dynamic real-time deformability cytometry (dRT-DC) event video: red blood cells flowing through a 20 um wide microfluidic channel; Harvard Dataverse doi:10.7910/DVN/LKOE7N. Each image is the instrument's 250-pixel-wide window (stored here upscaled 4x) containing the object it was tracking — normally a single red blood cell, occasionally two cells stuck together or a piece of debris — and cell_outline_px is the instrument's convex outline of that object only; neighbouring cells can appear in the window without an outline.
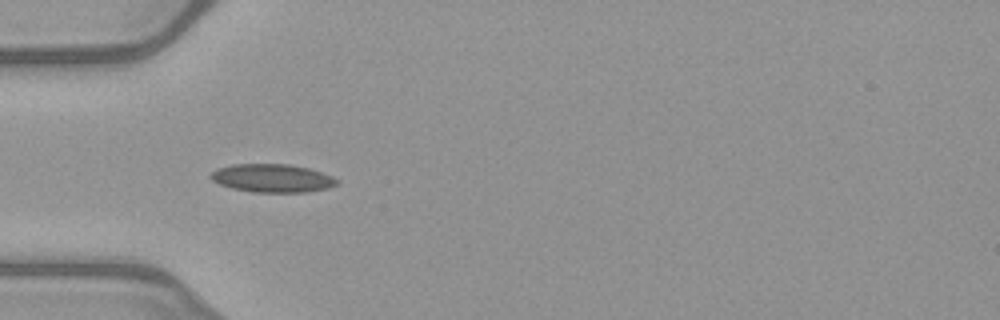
{"species": "common noctule bat (a hibernating species)", "species_latin": "Nyctalus noctula", "temperature_condition": "warm", "stored_images_in_passage": 36, "camera_frame_rate_fps": 3000, "um_per_image_px": 0.085, "animal": {"sex": "female", "body_mass_g": 21.9}, "frame": {"image": 1, "passage_image": 1, "time_ms": 0.0, "image_size_px": [1000, 320], "cell_outline_px": [[340, 184], [328, 188], [308, 192], [252, 192], [232, 188], [220, 184], [212, 180], [208, 176], [216, 168], [232, 164], [288, 164], [308, 168], [332, 176], [340, 180]], "centroid_in_image_um": [23.15, 15.14], "position_along_channel_um": 61.8, "area_um2": 20.92}}
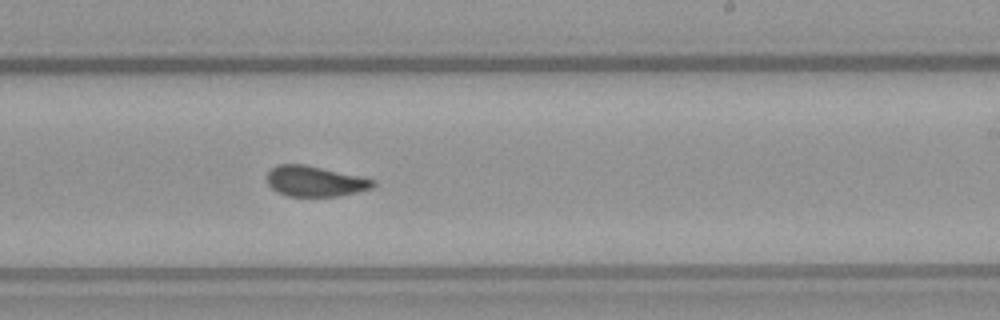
{"frame": {"image": 2, "passage_image": 16, "time_ms": 5.0, "image_size_px": [1000, 320], "cell_outline_px": [[376, 184], [372, 188], [340, 196], [288, 196], [276, 192], [268, 184], [268, 172], [276, 164], [304, 164], [376, 180]], "centroid_in_image_um": [26.76, 15.41], "position_along_channel_um": 262.2, "area_um2": 18.73}}
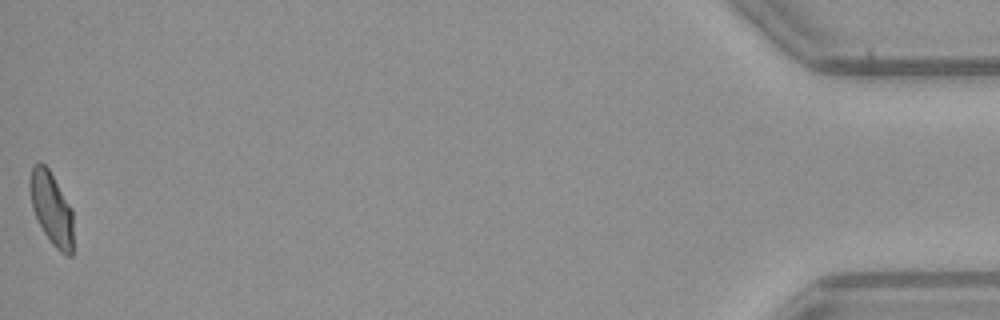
{"frame": {"image": 3, "passage_image": 36, "time_ms": 11.667, "image_size_px": [1000, 320], "cell_outline_px": [[72, 256], [64, 256], [52, 244], [44, 232], [32, 208], [28, 188], [28, 180], [32, 168], [40, 160], [48, 168], [72, 208]], "centroid_in_image_um": [4.36, 17.7], "position_along_channel_um": 430.8, "area_um2": 18.44}, "authors_computed_cell_mechanics": {"area_um2": 19.1607, "velocity_mm_per_s": 4.0405, "shape_relaxation_time_tau1_ms": null, "shape_relaxation_time_tau2_ms": 1.0698, "deformation_change_tau1": null, "deformation_change_tau2": 0.0626}}